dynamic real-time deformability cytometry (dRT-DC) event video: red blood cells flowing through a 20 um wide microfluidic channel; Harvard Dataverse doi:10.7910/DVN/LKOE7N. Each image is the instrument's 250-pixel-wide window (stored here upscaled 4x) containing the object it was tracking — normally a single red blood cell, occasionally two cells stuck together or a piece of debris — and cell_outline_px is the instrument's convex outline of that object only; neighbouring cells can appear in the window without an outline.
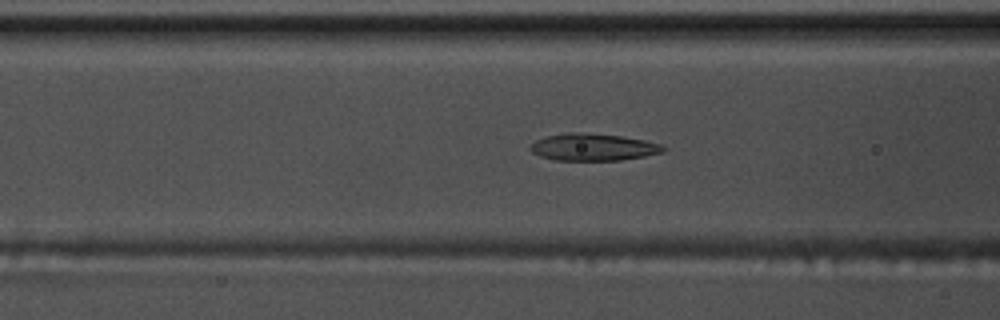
{"species": "common noctule bat (a hibernating species)", "species_latin": "Nyctalus noctula", "temperature_condition": "warm", "stored_images_in_passage": 55, "camera_frame_rate_fps": 3000, "um_per_image_px": 0.085, "animal": {"sex": "male", "body_mass_g": 17.5, "forearm_length_mm": 52.3}, "frame": {"image": 1, "passage_image": 22, "time_ms": 7.0, "image_size_px": [1000, 320], "cell_outline_px": [[668, 148], [664, 152], [644, 156], [620, 160], [556, 160], [540, 156], [532, 152], [528, 148], [528, 144], [536, 140], [548, 136], [568, 132], [580, 132], [620, 136], [644, 140], [660, 144]], "centroid_in_image_um": [50.4, 12.5], "position_along_channel_um": 116.2, "area_um2": 20.98}}
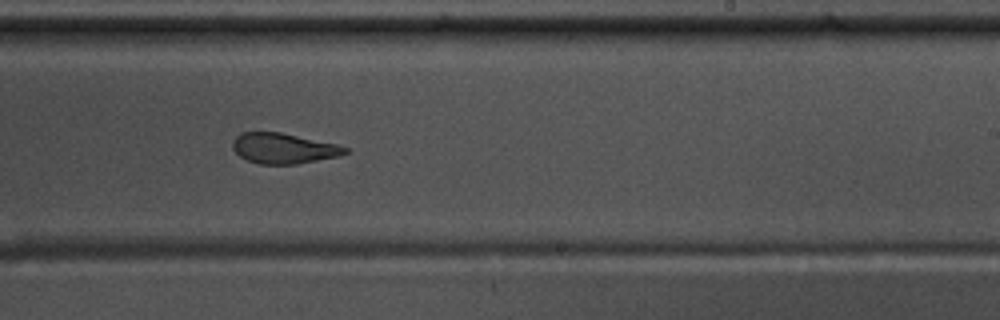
{"frame": {"image": 2, "passage_image": 34, "time_ms": 11.0, "image_size_px": [1000, 320], "cell_outline_px": [[348, 152], [336, 156], [296, 164], [260, 164], [248, 160], [240, 156], [232, 148], [232, 140], [240, 132], [280, 132], [336, 144], [348, 148]], "centroid_in_image_um": [24.05, 12.6], "position_along_channel_um": 265.0, "area_um2": 19.71}}
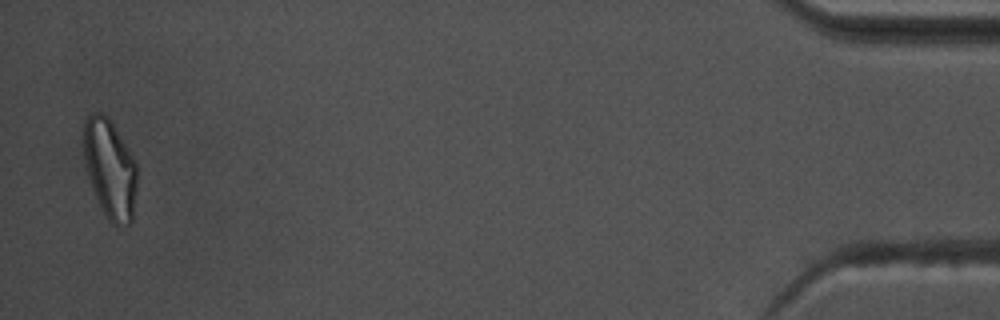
{"frame": {"image": 3, "passage_image": 54, "time_ms": 17.667, "image_size_px": [1000, 320], "cell_outline_px": [[136, 192], [132, 220], [128, 224], [120, 228], [116, 228], [108, 220], [92, 188], [88, 176], [84, 160], [84, 120], [92, 112], [100, 112], [108, 116], [136, 160]], "centroid_in_image_um": [9.36, 14.35], "position_along_channel_um": 425.8, "area_um2": 30.98}, "authors_computed_cell_mechanics": {"area_um2": 21.4438, "velocity_mm_per_s": 3.7268, "shape_relaxation_time_tau1_ms": 3.873, "shape_relaxation_time_tau2_ms": 2.0009, "deformation_change_tau1": 0.1667, "deformation_change_tau2": 0.1068}}